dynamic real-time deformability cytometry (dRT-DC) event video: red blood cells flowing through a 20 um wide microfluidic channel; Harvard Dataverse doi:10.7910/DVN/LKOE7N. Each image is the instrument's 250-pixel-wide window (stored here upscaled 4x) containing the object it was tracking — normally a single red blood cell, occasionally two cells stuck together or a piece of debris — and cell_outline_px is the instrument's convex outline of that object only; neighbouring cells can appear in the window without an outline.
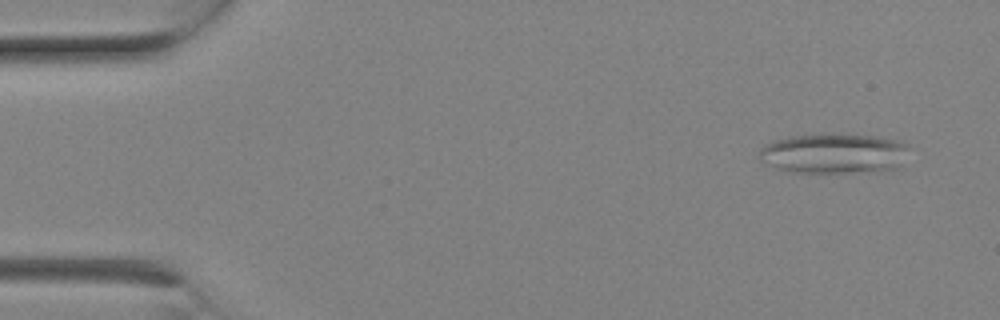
{"species": "Egyptian fruit bat (a non-hibernating species)", "species_latin": "Rousettus aegyptiacus", "temperature_condition": "room temperature", "stored_images_in_passage": 1, "camera_frame_rate_fps": 3000, "um_per_image_px": 0.085, "animal": {"sex": "female"}, "frame": {"image": 1, "passage_image": 1, "time_ms": 0.0, "image_size_px": [1000, 320], "cell_outline_px": [[908, 148], [904, 168], [880, 172], [788, 172], [768, 164], [760, 160], [756, 156], [760, 148], [764, 144], [788, 136], [876, 136], [900, 140], [908, 144]], "centroid_in_image_um": [70.96, 13.09], "position_along_channel_um": 14.0, "area_um2": 35.08}}